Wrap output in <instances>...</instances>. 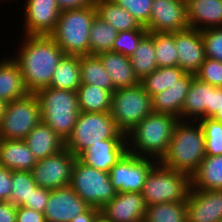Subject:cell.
Wrapping results in <instances>:
<instances>
[{"instance_id":"1","label":"cell","mask_w":222,"mask_h":222,"mask_svg":"<svg viewBox=\"0 0 222 222\" xmlns=\"http://www.w3.org/2000/svg\"><path fill=\"white\" fill-rule=\"evenodd\" d=\"M23 42L16 55L11 57L21 69L27 90L34 94L37 90L50 86L53 73L65 55L62 48L50 36L23 35Z\"/></svg>"},{"instance_id":"2","label":"cell","mask_w":222,"mask_h":222,"mask_svg":"<svg viewBox=\"0 0 222 222\" xmlns=\"http://www.w3.org/2000/svg\"><path fill=\"white\" fill-rule=\"evenodd\" d=\"M205 156V138L200 123L179 120L168 150L159 162L170 169L192 176Z\"/></svg>"},{"instance_id":"3","label":"cell","mask_w":222,"mask_h":222,"mask_svg":"<svg viewBox=\"0 0 222 222\" xmlns=\"http://www.w3.org/2000/svg\"><path fill=\"white\" fill-rule=\"evenodd\" d=\"M179 118L170 114L147 115L126 134L128 152L160 161L166 154Z\"/></svg>"},{"instance_id":"4","label":"cell","mask_w":222,"mask_h":222,"mask_svg":"<svg viewBox=\"0 0 222 222\" xmlns=\"http://www.w3.org/2000/svg\"><path fill=\"white\" fill-rule=\"evenodd\" d=\"M41 120L64 141L71 135L79 115L75 91L46 87L37 90Z\"/></svg>"},{"instance_id":"5","label":"cell","mask_w":222,"mask_h":222,"mask_svg":"<svg viewBox=\"0 0 222 222\" xmlns=\"http://www.w3.org/2000/svg\"><path fill=\"white\" fill-rule=\"evenodd\" d=\"M97 15L95 5L61 11L49 35L65 55H89V33Z\"/></svg>"},{"instance_id":"6","label":"cell","mask_w":222,"mask_h":222,"mask_svg":"<svg viewBox=\"0 0 222 222\" xmlns=\"http://www.w3.org/2000/svg\"><path fill=\"white\" fill-rule=\"evenodd\" d=\"M191 187L189 174L170 169L158 162L149 172L141 194L147 206L166 202H186Z\"/></svg>"},{"instance_id":"7","label":"cell","mask_w":222,"mask_h":222,"mask_svg":"<svg viewBox=\"0 0 222 222\" xmlns=\"http://www.w3.org/2000/svg\"><path fill=\"white\" fill-rule=\"evenodd\" d=\"M109 138H126L110 112H79L73 131L65 141V148L77 157L87 147Z\"/></svg>"},{"instance_id":"8","label":"cell","mask_w":222,"mask_h":222,"mask_svg":"<svg viewBox=\"0 0 222 222\" xmlns=\"http://www.w3.org/2000/svg\"><path fill=\"white\" fill-rule=\"evenodd\" d=\"M152 112L151 96L140 83L118 88L112 93L110 114L117 128L125 135Z\"/></svg>"},{"instance_id":"9","label":"cell","mask_w":222,"mask_h":222,"mask_svg":"<svg viewBox=\"0 0 222 222\" xmlns=\"http://www.w3.org/2000/svg\"><path fill=\"white\" fill-rule=\"evenodd\" d=\"M90 207L101 209L117 194L109 174L86 165L76 158L69 185Z\"/></svg>"},{"instance_id":"10","label":"cell","mask_w":222,"mask_h":222,"mask_svg":"<svg viewBox=\"0 0 222 222\" xmlns=\"http://www.w3.org/2000/svg\"><path fill=\"white\" fill-rule=\"evenodd\" d=\"M41 121V109L34 94L8 102L0 123V139L23 140Z\"/></svg>"},{"instance_id":"11","label":"cell","mask_w":222,"mask_h":222,"mask_svg":"<svg viewBox=\"0 0 222 222\" xmlns=\"http://www.w3.org/2000/svg\"><path fill=\"white\" fill-rule=\"evenodd\" d=\"M158 162L127 152L108 172L110 182L117 193H141L149 172Z\"/></svg>"},{"instance_id":"12","label":"cell","mask_w":222,"mask_h":222,"mask_svg":"<svg viewBox=\"0 0 222 222\" xmlns=\"http://www.w3.org/2000/svg\"><path fill=\"white\" fill-rule=\"evenodd\" d=\"M76 156L64 148L59 153L37 160L32 169L36 184L46 189H57L70 185Z\"/></svg>"},{"instance_id":"13","label":"cell","mask_w":222,"mask_h":222,"mask_svg":"<svg viewBox=\"0 0 222 222\" xmlns=\"http://www.w3.org/2000/svg\"><path fill=\"white\" fill-rule=\"evenodd\" d=\"M145 28L148 33H174L189 28L186 0H153Z\"/></svg>"},{"instance_id":"14","label":"cell","mask_w":222,"mask_h":222,"mask_svg":"<svg viewBox=\"0 0 222 222\" xmlns=\"http://www.w3.org/2000/svg\"><path fill=\"white\" fill-rule=\"evenodd\" d=\"M24 35L49 36L59 19L61 10L57 0H25Z\"/></svg>"},{"instance_id":"15","label":"cell","mask_w":222,"mask_h":222,"mask_svg":"<svg viewBox=\"0 0 222 222\" xmlns=\"http://www.w3.org/2000/svg\"><path fill=\"white\" fill-rule=\"evenodd\" d=\"M89 207L70 186H66L50 191L43 214L46 222H70Z\"/></svg>"},{"instance_id":"16","label":"cell","mask_w":222,"mask_h":222,"mask_svg":"<svg viewBox=\"0 0 222 222\" xmlns=\"http://www.w3.org/2000/svg\"><path fill=\"white\" fill-rule=\"evenodd\" d=\"M185 205L187 222H219L222 219V190L191 187Z\"/></svg>"},{"instance_id":"17","label":"cell","mask_w":222,"mask_h":222,"mask_svg":"<svg viewBox=\"0 0 222 222\" xmlns=\"http://www.w3.org/2000/svg\"><path fill=\"white\" fill-rule=\"evenodd\" d=\"M127 152L126 138H109L87 147L77 158L88 166L108 173Z\"/></svg>"},{"instance_id":"18","label":"cell","mask_w":222,"mask_h":222,"mask_svg":"<svg viewBox=\"0 0 222 222\" xmlns=\"http://www.w3.org/2000/svg\"><path fill=\"white\" fill-rule=\"evenodd\" d=\"M146 208L141 193H117L100 213L110 222H143Z\"/></svg>"},{"instance_id":"19","label":"cell","mask_w":222,"mask_h":222,"mask_svg":"<svg viewBox=\"0 0 222 222\" xmlns=\"http://www.w3.org/2000/svg\"><path fill=\"white\" fill-rule=\"evenodd\" d=\"M178 66L186 73L195 74L205 60V50L200 30L187 28L175 32Z\"/></svg>"},{"instance_id":"20","label":"cell","mask_w":222,"mask_h":222,"mask_svg":"<svg viewBox=\"0 0 222 222\" xmlns=\"http://www.w3.org/2000/svg\"><path fill=\"white\" fill-rule=\"evenodd\" d=\"M195 74L186 73L168 89L151 97L154 113L170 114L182 121V107Z\"/></svg>"},{"instance_id":"21","label":"cell","mask_w":222,"mask_h":222,"mask_svg":"<svg viewBox=\"0 0 222 222\" xmlns=\"http://www.w3.org/2000/svg\"><path fill=\"white\" fill-rule=\"evenodd\" d=\"M186 10L189 28L222 27V0H186Z\"/></svg>"},{"instance_id":"22","label":"cell","mask_w":222,"mask_h":222,"mask_svg":"<svg viewBox=\"0 0 222 222\" xmlns=\"http://www.w3.org/2000/svg\"><path fill=\"white\" fill-rule=\"evenodd\" d=\"M212 85L194 77L182 107V121H198L208 118L211 107Z\"/></svg>"},{"instance_id":"23","label":"cell","mask_w":222,"mask_h":222,"mask_svg":"<svg viewBox=\"0 0 222 222\" xmlns=\"http://www.w3.org/2000/svg\"><path fill=\"white\" fill-rule=\"evenodd\" d=\"M0 60V99L6 103L27 97L22 72L17 62L10 56Z\"/></svg>"},{"instance_id":"24","label":"cell","mask_w":222,"mask_h":222,"mask_svg":"<svg viewBox=\"0 0 222 222\" xmlns=\"http://www.w3.org/2000/svg\"><path fill=\"white\" fill-rule=\"evenodd\" d=\"M36 160L59 153L65 141L42 121L23 139Z\"/></svg>"},{"instance_id":"25","label":"cell","mask_w":222,"mask_h":222,"mask_svg":"<svg viewBox=\"0 0 222 222\" xmlns=\"http://www.w3.org/2000/svg\"><path fill=\"white\" fill-rule=\"evenodd\" d=\"M110 76L115 89L133 87L140 83L133 71L130 57L113 51L97 54Z\"/></svg>"},{"instance_id":"26","label":"cell","mask_w":222,"mask_h":222,"mask_svg":"<svg viewBox=\"0 0 222 222\" xmlns=\"http://www.w3.org/2000/svg\"><path fill=\"white\" fill-rule=\"evenodd\" d=\"M37 160L24 140L0 139V165L11 171H32Z\"/></svg>"},{"instance_id":"27","label":"cell","mask_w":222,"mask_h":222,"mask_svg":"<svg viewBox=\"0 0 222 222\" xmlns=\"http://www.w3.org/2000/svg\"><path fill=\"white\" fill-rule=\"evenodd\" d=\"M94 5L97 16L114 27L118 32L147 30L140 25L130 12L116 4L113 0H95Z\"/></svg>"},{"instance_id":"28","label":"cell","mask_w":222,"mask_h":222,"mask_svg":"<svg viewBox=\"0 0 222 222\" xmlns=\"http://www.w3.org/2000/svg\"><path fill=\"white\" fill-rule=\"evenodd\" d=\"M191 182L193 189L222 190V155L205 156Z\"/></svg>"},{"instance_id":"29","label":"cell","mask_w":222,"mask_h":222,"mask_svg":"<svg viewBox=\"0 0 222 222\" xmlns=\"http://www.w3.org/2000/svg\"><path fill=\"white\" fill-rule=\"evenodd\" d=\"M80 85V56L64 55L53 73L49 87L76 92Z\"/></svg>"},{"instance_id":"30","label":"cell","mask_w":222,"mask_h":222,"mask_svg":"<svg viewBox=\"0 0 222 222\" xmlns=\"http://www.w3.org/2000/svg\"><path fill=\"white\" fill-rule=\"evenodd\" d=\"M80 112H110L112 93L92 84H81L76 91Z\"/></svg>"},{"instance_id":"31","label":"cell","mask_w":222,"mask_h":222,"mask_svg":"<svg viewBox=\"0 0 222 222\" xmlns=\"http://www.w3.org/2000/svg\"><path fill=\"white\" fill-rule=\"evenodd\" d=\"M80 76L81 84L96 85L111 93L116 90L113 87L109 74L97 55L89 54L80 56Z\"/></svg>"},{"instance_id":"32","label":"cell","mask_w":222,"mask_h":222,"mask_svg":"<svg viewBox=\"0 0 222 222\" xmlns=\"http://www.w3.org/2000/svg\"><path fill=\"white\" fill-rule=\"evenodd\" d=\"M136 77L142 80L158 68L154 49V33H148L130 56Z\"/></svg>"},{"instance_id":"33","label":"cell","mask_w":222,"mask_h":222,"mask_svg":"<svg viewBox=\"0 0 222 222\" xmlns=\"http://www.w3.org/2000/svg\"><path fill=\"white\" fill-rule=\"evenodd\" d=\"M186 74L179 66L158 67L152 73L140 80L144 90L152 97L162 92Z\"/></svg>"},{"instance_id":"34","label":"cell","mask_w":222,"mask_h":222,"mask_svg":"<svg viewBox=\"0 0 222 222\" xmlns=\"http://www.w3.org/2000/svg\"><path fill=\"white\" fill-rule=\"evenodd\" d=\"M118 31L97 15L95 16L89 33V54L97 55L101 52L112 51Z\"/></svg>"},{"instance_id":"35","label":"cell","mask_w":222,"mask_h":222,"mask_svg":"<svg viewBox=\"0 0 222 222\" xmlns=\"http://www.w3.org/2000/svg\"><path fill=\"white\" fill-rule=\"evenodd\" d=\"M143 222H187L185 202H166L147 206Z\"/></svg>"},{"instance_id":"36","label":"cell","mask_w":222,"mask_h":222,"mask_svg":"<svg viewBox=\"0 0 222 222\" xmlns=\"http://www.w3.org/2000/svg\"><path fill=\"white\" fill-rule=\"evenodd\" d=\"M154 49L158 67L178 66L174 33H154Z\"/></svg>"},{"instance_id":"37","label":"cell","mask_w":222,"mask_h":222,"mask_svg":"<svg viewBox=\"0 0 222 222\" xmlns=\"http://www.w3.org/2000/svg\"><path fill=\"white\" fill-rule=\"evenodd\" d=\"M37 186L30 171H12L10 203L17 207L30 203V196Z\"/></svg>"},{"instance_id":"38","label":"cell","mask_w":222,"mask_h":222,"mask_svg":"<svg viewBox=\"0 0 222 222\" xmlns=\"http://www.w3.org/2000/svg\"><path fill=\"white\" fill-rule=\"evenodd\" d=\"M198 122L204 132L206 156L222 155V122L212 118H203Z\"/></svg>"},{"instance_id":"39","label":"cell","mask_w":222,"mask_h":222,"mask_svg":"<svg viewBox=\"0 0 222 222\" xmlns=\"http://www.w3.org/2000/svg\"><path fill=\"white\" fill-rule=\"evenodd\" d=\"M147 34V30L118 32L112 46V51L130 57L138 47V44Z\"/></svg>"},{"instance_id":"40","label":"cell","mask_w":222,"mask_h":222,"mask_svg":"<svg viewBox=\"0 0 222 222\" xmlns=\"http://www.w3.org/2000/svg\"><path fill=\"white\" fill-rule=\"evenodd\" d=\"M205 57L222 62V27L201 31Z\"/></svg>"},{"instance_id":"41","label":"cell","mask_w":222,"mask_h":222,"mask_svg":"<svg viewBox=\"0 0 222 222\" xmlns=\"http://www.w3.org/2000/svg\"><path fill=\"white\" fill-rule=\"evenodd\" d=\"M195 77L214 87L222 88V62L205 58L200 69L195 73Z\"/></svg>"},{"instance_id":"42","label":"cell","mask_w":222,"mask_h":222,"mask_svg":"<svg viewBox=\"0 0 222 222\" xmlns=\"http://www.w3.org/2000/svg\"><path fill=\"white\" fill-rule=\"evenodd\" d=\"M116 4L130 12L133 17L145 27L151 15L153 0H113Z\"/></svg>"},{"instance_id":"43","label":"cell","mask_w":222,"mask_h":222,"mask_svg":"<svg viewBox=\"0 0 222 222\" xmlns=\"http://www.w3.org/2000/svg\"><path fill=\"white\" fill-rule=\"evenodd\" d=\"M50 191V189L37 186L30 196V203H26L23 207L44 213L49 199Z\"/></svg>"},{"instance_id":"44","label":"cell","mask_w":222,"mask_h":222,"mask_svg":"<svg viewBox=\"0 0 222 222\" xmlns=\"http://www.w3.org/2000/svg\"><path fill=\"white\" fill-rule=\"evenodd\" d=\"M12 171L0 165V201L10 202Z\"/></svg>"},{"instance_id":"45","label":"cell","mask_w":222,"mask_h":222,"mask_svg":"<svg viewBox=\"0 0 222 222\" xmlns=\"http://www.w3.org/2000/svg\"><path fill=\"white\" fill-rule=\"evenodd\" d=\"M16 222H46L42 212L19 206L16 211Z\"/></svg>"},{"instance_id":"46","label":"cell","mask_w":222,"mask_h":222,"mask_svg":"<svg viewBox=\"0 0 222 222\" xmlns=\"http://www.w3.org/2000/svg\"><path fill=\"white\" fill-rule=\"evenodd\" d=\"M17 206L8 201H0V222H16Z\"/></svg>"},{"instance_id":"47","label":"cell","mask_w":222,"mask_h":222,"mask_svg":"<svg viewBox=\"0 0 222 222\" xmlns=\"http://www.w3.org/2000/svg\"><path fill=\"white\" fill-rule=\"evenodd\" d=\"M222 109V88L212 86L211 107H208V118H212Z\"/></svg>"},{"instance_id":"48","label":"cell","mask_w":222,"mask_h":222,"mask_svg":"<svg viewBox=\"0 0 222 222\" xmlns=\"http://www.w3.org/2000/svg\"><path fill=\"white\" fill-rule=\"evenodd\" d=\"M95 0H57L61 11L69 9H79L93 5Z\"/></svg>"},{"instance_id":"49","label":"cell","mask_w":222,"mask_h":222,"mask_svg":"<svg viewBox=\"0 0 222 222\" xmlns=\"http://www.w3.org/2000/svg\"><path fill=\"white\" fill-rule=\"evenodd\" d=\"M100 209L95 207H89L83 213L77 215L70 222H94L95 219L100 215Z\"/></svg>"},{"instance_id":"50","label":"cell","mask_w":222,"mask_h":222,"mask_svg":"<svg viewBox=\"0 0 222 222\" xmlns=\"http://www.w3.org/2000/svg\"><path fill=\"white\" fill-rule=\"evenodd\" d=\"M6 102L4 100H1L0 99V123H1V120H2V117L4 115V111H5V108H6Z\"/></svg>"},{"instance_id":"51","label":"cell","mask_w":222,"mask_h":222,"mask_svg":"<svg viewBox=\"0 0 222 222\" xmlns=\"http://www.w3.org/2000/svg\"><path fill=\"white\" fill-rule=\"evenodd\" d=\"M212 119L222 122V109L221 111H217V113L212 117Z\"/></svg>"},{"instance_id":"52","label":"cell","mask_w":222,"mask_h":222,"mask_svg":"<svg viewBox=\"0 0 222 222\" xmlns=\"http://www.w3.org/2000/svg\"><path fill=\"white\" fill-rule=\"evenodd\" d=\"M94 222H110L102 214H100Z\"/></svg>"}]
</instances>
